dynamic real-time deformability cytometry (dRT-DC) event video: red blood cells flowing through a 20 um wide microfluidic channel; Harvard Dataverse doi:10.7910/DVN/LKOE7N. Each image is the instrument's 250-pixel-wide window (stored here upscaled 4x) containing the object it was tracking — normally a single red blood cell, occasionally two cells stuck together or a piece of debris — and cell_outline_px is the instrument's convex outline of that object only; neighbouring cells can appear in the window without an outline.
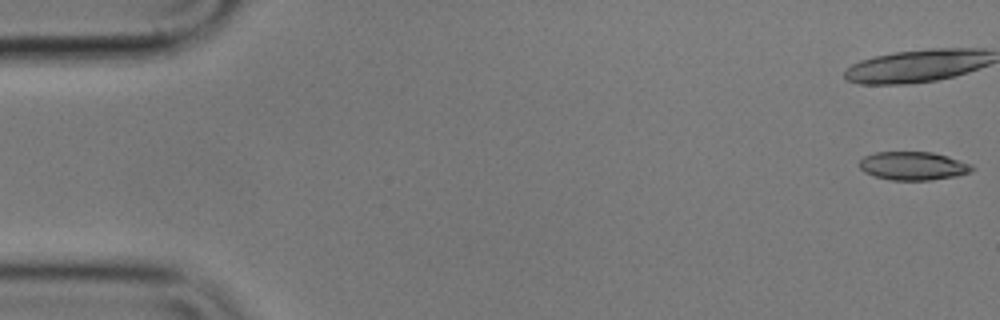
{"species": "common noctule bat (a hibernating species)", "species_latin": "Nyctalus noctula", "temperature_condition": "cold", "stored_images_in_passage": 18, "camera_frame_rate_fps": 3000, "um_per_image_px": 0.085, "animal": {"sex": "male", "body_mass_g": 17.9}, "frame": {"image": 1, "passage_image": 1, "time_ms": 0.0, "image_size_px": [1000, 320], "cell_outline_px": [[976, 168], [972, 172], [956, 176], [928, 180], [892, 180], [876, 176], [864, 172], [860, 168], [860, 160], [864, 156], [876, 152], [932, 152], [948, 156], [972, 164]], "centroid_in_image_um": [77.66, 14.1], "position_along_channel_um": 7.3, "area_um2": 18.67}}